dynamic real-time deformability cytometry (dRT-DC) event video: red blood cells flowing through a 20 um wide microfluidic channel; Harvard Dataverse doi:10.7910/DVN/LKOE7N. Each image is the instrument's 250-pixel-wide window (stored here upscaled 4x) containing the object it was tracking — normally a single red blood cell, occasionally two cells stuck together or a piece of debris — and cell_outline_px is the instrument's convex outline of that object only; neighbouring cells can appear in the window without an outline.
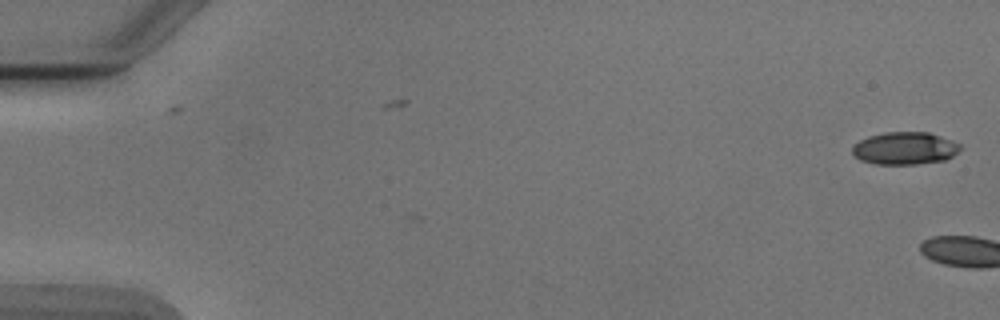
{"species": "Egyptian fruit bat (a non-hibernating species)", "species_latin": "Rousettus aegyptiacus", "temperature_condition": "cold", "stored_images_in_passage": 4, "segment_of_instrument_passage": [2, 2], "camera_frame_rate_fps": 3000, "um_per_image_px": 0.085, "animal": {"sex": "male"}, "frame": {"image": 1, "passage_image": 4, "time_ms": 4.667, "image_size_px": [1000, 320], "cell_outline_px": [[960, 148], [952, 156], [944, 160], [916, 164], [876, 164], [860, 160], [852, 152], [852, 144], [868, 136], [884, 132], [928, 132], [940, 136], [960, 144]], "centroid_in_image_um": [76.86, 12.6], "position_along_channel_um": 8.1, "area_um2": 20.35}}